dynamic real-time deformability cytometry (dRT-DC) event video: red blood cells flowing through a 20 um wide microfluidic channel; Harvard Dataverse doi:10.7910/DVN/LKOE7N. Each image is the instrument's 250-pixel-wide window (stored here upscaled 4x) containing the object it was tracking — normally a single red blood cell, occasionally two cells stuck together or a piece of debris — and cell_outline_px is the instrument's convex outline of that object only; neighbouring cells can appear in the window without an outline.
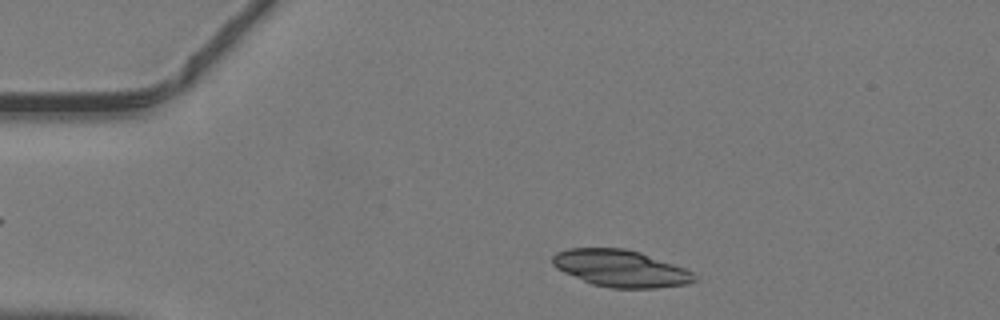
{"species": "common noctule bat (a hibernating species)", "species_latin": "Nyctalus noctula", "temperature_condition": "warm", "stored_images_in_passage": 42, "camera_frame_rate_fps": 3000, "um_per_image_px": 0.085, "animal": {"sex": "male", "body_mass_g": 19.2, "forearm_length_mm": 51.8}, "frame": {"image": 1, "passage_image": 4, "time_ms": 1.0, "image_size_px": [1000, 320], "cell_outline_px": [[696, 280], [688, 284], [656, 288], [612, 288], [592, 284], [564, 272], [556, 268], [552, 264], [552, 256], [556, 252], [568, 248], [624, 248], [640, 252], [684, 268], [692, 272], [696, 276]], "centroid_in_image_um": [52.74, 22.81], "position_along_channel_um": 32.3, "area_um2": 30.4}}